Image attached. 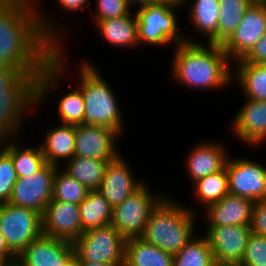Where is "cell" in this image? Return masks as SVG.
I'll return each mask as SVG.
<instances>
[{"mask_svg":"<svg viewBox=\"0 0 266 266\" xmlns=\"http://www.w3.org/2000/svg\"><path fill=\"white\" fill-rule=\"evenodd\" d=\"M37 1L0 0V66L43 70L62 48L68 32L41 12Z\"/></svg>","mask_w":266,"mask_h":266,"instance_id":"1","label":"cell"},{"mask_svg":"<svg viewBox=\"0 0 266 266\" xmlns=\"http://www.w3.org/2000/svg\"><path fill=\"white\" fill-rule=\"evenodd\" d=\"M63 49L54 50L51 62L43 70L0 66V140L20 138L25 113L44 104L56 88L61 89L60 79L67 64Z\"/></svg>","mask_w":266,"mask_h":266,"instance_id":"2","label":"cell"},{"mask_svg":"<svg viewBox=\"0 0 266 266\" xmlns=\"http://www.w3.org/2000/svg\"><path fill=\"white\" fill-rule=\"evenodd\" d=\"M207 44V45H206ZM184 42L175 45L171 75L176 83L192 89H220L233 81L232 61L222 45Z\"/></svg>","mask_w":266,"mask_h":266,"instance_id":"3","label":"cell"},{"mask_svg":"<svg viewBox=\"0 0 266 266\" xmlns=\"http://www.w3.org/2000/svg\"><path fill=\"white\" fill-rule=\"evenodd\" d=\"M164 196L152 209L143 235L140 237L171 254L178 253L196 230V211Z\"/></svg>","mask_w":266,"mask_h":266,"instance_id":"4","label":"cell"},{"mask_svg":"<svg viewBox=\"0 0 266 266\" xmlns=\"http://www.w3.org/2000/svg\"><path fill=\"white\" fill-rule=\"evenodd\" d=\"M94 66L88 61L78 65L80 80L77 87L82 91L85 102L84 124L105 126L122 136L125 130L123 110L113 88Z\"/></svg>","mask_w":266,"mask_h":266,"instance_id":"5","label":"cell"},{"mask_svg":"<svg viewBox=\"0 0 266 266\" xmlns=\"http://www.w3.org/2000/svg\"><path fill=\"white\" fill-rule=\"evenodd\" d=\"M180 6L168 2H158L137 8L138 42L154 46L178 45L184 42H196L179 31L178 14ZM181 34V35H180ZM189 38V39H188Z\"/></svg>","mask_w":266,"mask_h":266,"instance_id":"6","label":"cell"},{"mask_svg":"<svg viewBox=\"0 0 266 266\" xmlns=\"http://www.w3.org/2000/svg\"><path fill=\"white\" fill-rule=\"evenodd\" d=\"M126 239L112 225L85 231L73 242L80 261L124 266Z\"/></svg>","mask_w":266,"mask_h":266,"instance_id":"7","label":"cell"},{"mask_svg":"<svg viewBox=\"0 0 266 266\" xmlns=\"http://www.w3.org/2000/svg\"><path fill=\"white\" fill-rule=\"evenodd\" d=\"M164 195H154L144 183L122 203L112 208L110 225L125 238H139L143 235L152 209Z\"/></svg>","mask_w":266,"mask_h":266,"instance_id":"8","label":"cell"},{"mask_svg":"<svg viewBox=\"0 0 266 266\" xmlns=\"http://www.w3.org/2000/svg\"><path fill=\"white\" fill-rule=\"evenodd\" d=\"M0 232L9 249L18 255L42 233V215L11 203L0 204Z\"/></svg>","mask_w":266,"mask_h":266,"instance_id":"9","label":"cell"},{"mask_svg":"<svg viewBox=\"0 0 266 266\" xmlns=\"http://www.w3.org/2000/svg\"><path fill=\"white\" fill-rule=\"evenodd\" d=\"M58 166L46 163L35 174L17 177L9 203L44 214L52 199L53 181Z\"/></svg>","mask_w":266,"mask_h":266,"instance_id":"10","label":"cell"},{"mask_svg":"<svg viewBox=\"0 0 266 266\" xmlns=\"http://www.w3.org/2000/svg\"><path fill=\"white\" fill-rule=\"evenodd\" d=\"M229 194L257 202L266 199V167L246 157L229 158L225 165Z\"/></svg>","mask_w":266,"mask_h":266,"instance_id":"11","label":"cell"},{"mask_svg":"<svg viewBox=\"0 0 266 266\" xmlns=\"http://www.w3.org/2000/svg\"><path fill=\"white\" fill-rule=\"evenodd\" d=\"M266 33V2H254L235 32L222 45L232 61L243 59Z\"/></svg>","mask_w":266,"mask_h":266,"instance_id":"12","label":"cell"},{"mask_svg":"<svg viewBox=\"0 0 266 266\" xmlns=\"http://www.w3.org/2000/svg\"><path fill=\"white\" fill-rule=\"evenodd\" d=\"M74 258L73 243L42 234L18 255L16 266H69Z\"/></svg>","mask_w":266,"mask_h":266,"instance_id":"13","label":"cell"},{"mask_svg":"<svg viewBox=\"0 0 266 266\" xmlns=\"http://www.w3.org/2000/svg\"><path fill=\"white\" fill-rule=\"evenodd\" d=\"M75 132L76 157L101 159L110 162L122 154L119 153L116 146V140L120 134L113 129L105 126L80 124L75 126Z\"/></svg>","mask_w":266,"mask_h":266,"instance_id":"14","label":"cell"},{"mask_svg":"<svg viewBox=\"0 0 266 266\" xmlns=\"http://www.w3.org/2000/svg\"><path fill=\"white\" fill-rule=\"evenodd\" d=\"M205 236L213 251L214 260L219 263H241L251 226L227 225L206 227Z\"/></svg>","mask_w":266,"mask_h":266,"instance_id":"15","label":"cell"},{"mask_svg":"<svg viewBox=\"0 0 266 266\" xmlns=\"http://www.w3.org/2000/svg\"><path fill=\"white\" fill-rule=\"evenodd\" d=\"M42 233L73 243L84 233L79 205L51 199L42 215Z\"/></svg>","mask_w":266,"mask_h":266,"instance_id":"16","label":"cell"},{"mask_svg":"<svg viewBox=\"0 0 266 266\" xmlns=\"http://www.w3.org/2000/svg\"><path fill=\"white\" fill-rule=\"evenodd\" d=\"M120 154L107 164L101 186L97 189L112 208L122 203L129 195L144 184L135 179L130 164Z\"/></svg>","mask_w":266,"mask_h":266,"instance_id":"17","label":"cell"},{"mask_svg":"<svg viewBox=\"0 0 266 266\" xmlns=\"http://www.w3.org/2000/svg\"><path fill=\"white\" fill-rule=\"evenodd\" d=\"M244 104L234 115L231 130L249 147L262 145L266 141V101L246 99Z\"/></svg>","mask_w":266,"mask_h":266,"instance_id":"18","label":"cell"},{"mask_svg":"<svg viewBox=\"0 0 266 266\" xmlns=\"http://www.w3.org/2000/svg\"><path fill=\"white\" fill-rule=\"evenodd\" d=\"M226 148L219 141H202L192 148L185 159V170L193 183L225 167L229 157Z\"/></svg>","mask_w":266,"mask_h":266,"instance_id":"19","label":"cell"},{"mask_svg":"<svg viewBox=\"0 0 266 266\" xmlns=\"http://www.w3.org/2000/svg\"><path fill=\"white\" fill-rule=\"evenodd\" d=\"M254 202L250 199L227 194L217 203L209 205L204 213L206 227L243 225L251 226Z\"/></svg>","mask_w":266,"mask_h":266,"instance_id":"20","label":"cell"},{"mask_svg":"<svg viewBox=\"0 0 266 266\" xmlns=\"http://www.w3.org/2000/svg\"><path fill=\"white\" fill-rule=\"evenodd\" d=\"M45 135L46 138L40 146L46 163L59 167L63 159L65 165L68 160L75 156V125L59 123L50 130L48 129Z\"/></svg>","mask_w":266,"mask_h":266,"instance_id":"21","label":"cell"},{"mask_svg":"<svg viewBox=\"0 0 266 266\" xmlns=\"http://www.w3.org/2000/svg\"><path fill=\"white\" fill-rule=\"evenodd\" d=\"M97 31L100 33L106 42L114 47H130L139 46L137 18L132 12L120 18L101 19L94 23Z\"/></svg>","mask_w":266,"mask_h":266,"instance_id":"22","label":"cell"},{"mask_svg":"<svg viewBox=\"0 0 266 266\" xmlns=\"http://www.w3.org/2000/svg\"><path fill=\"white\" fill-rule=\"evenodd\" d=\"M124 266H173V254L140 237L130 238L125 243Z\"/></svg>","mask_w":266,"mask_h":266,"instance_id":"23","label":"cell"},{"mask_svg":"<svg viewBox=\"0 0 266 266\" xmlns=\"http://www.w3.org/2000/svg\"><path fill=\"white\" fill-rule=\"evenodd\" d=\"M233 80L240 86L246 99L266 101V64L246 63L242 59L235 61Z\"/></svg>","mask_w":266,"mask_h":266,"instance_id":"24","label":"cell"},{"mask_svg":"<svg viewBox=\"0 0 266 266\" xmlns=\"http://www.w3.org/2000/svg\"><path fill=\"white\" fill-rule=\"evenodd\" d=\"M192 1L191 7L189 6V23H192V28H195L197 33L208 39L207 43L217 44V26L220 7L219 0Z\"/></svg>","mask_w":266,"mask_h":266,"instance_id":"25","label":"cell"},{"mask_svg":"<svg viewBox=\"0 0 266 266\" xmlns=\"http://www.w3.org/2000/svg\"><path fill=\"white\" fill-rule=\"evenodd\" d=\"M18 143L16 137L0 140V146L11 156L17 177L35 174L46 164L41 146L21 148Z\"/></svg>","mask_w":266,"mask_h":266,"instance_id":"26","label":"cell"},{"mask_svg":"<svg viewBox=\"0 0 266 266\" xmlns=\"http://www.w3.org/2000/svg\"><path fill=\"white\" fill-rule=\"evenodd\" d=\"M108 163L107 160L74 156L66 162L63 170L89 191H94L101 186Z\"/></svg>","mask_w":266,"mask_h":266,"instance_id":"27","label":"cell"},{"mask_svg":"<svg viewBox=\"0 0 266 266\" xmlns=\"http://www.w3.org/2000/svg\"><path fill=\"white\" fill-rule=\"evenodd\" d=\"M83 231L110 225L112 207L97 190L89 191L87 197L79 204Z\"/></svg>","mask_w":266,"mask_h":266,"instance_id":"28","label":"cell"},{"mask_svg":"<svg viewBox=\"0 0 266 266\" xmlns=\"http://www.w3.org/2000/svg\"><path fill=\"white\" fill-rule=\"evenodd\" d=\"M253 0H219L217 44L223 45L235 32Z\"/></svg>","mask_w":266,"mask_h":266,"instance_id":"29","label":"cell"},{"mask_svg":"<svg viewBox=\"0 0 266 266\" xmlns=\"http://www.w3.org/2000/svg\"><path fill=\"white\" fill-rule=\"evenodd\" d=\"M194 196L206 209L209 205L217 203L224 196L229 194L228 174L226 168L210 174L192 184Z\"/></svg>","mask_w":266,"mask_h":266,"instance_id":"30","label":"cell"},{"mask_svg":"<svg viewBox=\"0 0 266 266\" xmlns=\"http://www.w3.org/2000/svg\"><path fill=\"white\" fill-rule=\"evenodd\" d=\"M214 262L213 251L205 235L194 236L173 255V266H213Z\"/></svg>","mask_w":266,"mask_h":266,"instance_id":"31","label":"cell"},{"mask_svg":"<svg viewBox=\"0 0 266 266\" xmlns=\"http://www.w3.org/2000/svg\"><path fill=\"white\" fill-rule=\"evenodd\" d=\"M60 169L57 168L54 176L52 199L79 205L87 197L89 190Z\"/></svg>","mask_w":266,"mask_h":266,"instance_id":"32","label":"cell"},{"mask_svg":"<svg viewBox=\"0 0 266 266\" xmlns=\"http://www.w3.org/2000/svg\"><path fill=\"white\" fill-rule=\"evenodd\" d=\"M57 107L59 123L75 126L84 124L85 102L82 91L77 86L70 93L59 97Z\"/></svg>","mask_w":266,"mask_h":266,"instance_id":"33","label":"cell"},{"mask_svg":"<svg viewBox=\"0 0 266 266\" xmlns=\"http://www.w3.org/2000/svg\"><path fill=\"white\" fill-rule=\"evenodd\" d=\"M16 181L11 156L0 146V204L9 202Z\"/></svg>","mask_w":266,"mask_h":266,"instance_id":"34","label":"cell"},{"mask_svg":"<svg viewBox=\"0 0 266 266\" xmlns=\"http://www.w3.org/2000/svg\"><path fill=\"white\" fill-rule=\"evenodd\" d=\"M240 264L242 266H266V236L251 233Z\"/></svg>","mask_w":266,"mask_h":266,"instance_id":"35","label":"cell"},{"mask_svg":"<svg viewBox=\"0 0 266 266\" xmlns=\"http://www.w3.org/2000/svg\"><path fill=\"white\" fill-rule=\"evenodd\" d=\"M96 14L94 13L91 20L95 23L101 19H115L127 16L131 13V8L126 0H96Z\"/></svg>","mask_w":266,"mask_h":266,"instance_id":"36","label":"cell"},{"mask_svg":"<svg viewBox=\"0 0 266 266\" xmlns=\"http://www.w3.org/2000/svg\"><path fill=\"white\" fill-rule=\"evenodd\" d=\"M251 230L255 234L266 236V199L254 202Z\"/></svg>","mask_w":266,"mask_h":266,"instance_id":"37","label":"cell"},{"mask_svg":"<svg viewBox=\"0 0 266 266\" xmlns=\"http://www.w3.org/2000/svg\"><path fill=\"white\" fill-rule=\"evenodd\" d=\"M242 60L246 63L266 64V33Z\"/></svg>","mask_w":266,"mask_h":266,"instance_id":"38","label":"cell"},{"mask_svg":"<svg viewBox=\"0 0 266 266\" xmlns=\"http://www.w3.org/2000/svg\"><path fill=\"white\" fill-rule=\"evenodd\" d=\"M60 8L67 10L68 12L84 10L85 6L89 5V0H57Z\"/></svg>","mask_w":266,"mask_h":266,"instance_id":"39","label":"cell"},{"mask_svg":"<svg viewBox=\"0 0 266 266\" xmlns=\"http://www.w3.org/2000/svg\"><path fill=\"white\" fill-rule=\"evenodd\" d=\"M0 256L10 266H16L17 256L9 249L1 232H0Z\"/></svg>","mask_w":266,"mask_h":266,"instance_id":"40","label":"cell"},{"mask_svg":"<svg viewBox=\"0 0 266 266\" xmlns=\"http://www.w3.org/2000/svg\"><path fill=\"white\" fill-rule=\"evenodd\" d=\"M126 1L128 5L130 6V8L133 5L134 6L137 5L138 7L136 8H140V7H145V6L160 2V0H126Z\"/></svg>","mask_w":266,"mask_h":266,"instance_id":"41","label":"cell"},{"mask_svg":"<svg viewBox=\"0 0 266 266\" xmlns=\"http://www.w3.org/2000/svg\"><path fill=\"white\" fill-rule=\"evenodd\" d=\"M74 262L76 263V266H111V265H104L98 262L80 261L76 256L74 258Z\"/></svg>","mask_w":266,"mask_h":266,"instance_id":"42","label":"cell"},{"mask_svg":"<svg viewBox=\"0 0 266 266\" xmlns=\"http://www.w3.org/2000/svg\"><path fill=\"white\" fill-rule=\"evenodd\" d=\"M160 2H168L180 7H184L186 4H188V0H160Z\"/></svg>","mask_w":266,"mask_h":266,"instance_id":"43","label":"cell"},{"mask_svg":"<svg viewBox=\"0 0 266 266\" xmlns=\"http://www.w3.org/2000/svg\"><path fill=\"white\" fill-rule=\"evenodd\" d=\"M213 266H242V265L240 263H219L215 261Z\"/></svg>","mask_w":266,"mask_h":266,"instance_id":"44","label":"cell"},{"mask_svg":"<svg viewBox=\"0 0 266 266\" xmlns=\"http://www.w3.org/2000/svg\"><path fill=\"white\" fill-rule=\"evenodd\" d=\"M0 266H10V265L0 256Z\"/></svg>","mask_w":266,"mask_h":266,"instance_id":"45","label":"cell"},{"mask_svg":"<svg viewBox=\"0 0 266 266\" xmlns=\"http://www.w3.org/2000/svg\"><path fill=\"white\" fill-rule=\"evenodd\" d=\"M254 2H266V0H253Z\"/></svg>","mask_w":266,"mask_h":266,"instance_id":"46","label":"cell"},{"mask_svg":"<svg viewBox=\"0 0 266 266\" xmlns=\"http://www.w3.org/2000/svg\"><path fill=\"white\" fill-rule=\"evenodd\" d=\"M69 266H76V263L75 262H73L72 264H70Z\"/></svg>","mask_w":266,"mask_h":266,"instance_id":"47","label":"cell"}]
</instances>
